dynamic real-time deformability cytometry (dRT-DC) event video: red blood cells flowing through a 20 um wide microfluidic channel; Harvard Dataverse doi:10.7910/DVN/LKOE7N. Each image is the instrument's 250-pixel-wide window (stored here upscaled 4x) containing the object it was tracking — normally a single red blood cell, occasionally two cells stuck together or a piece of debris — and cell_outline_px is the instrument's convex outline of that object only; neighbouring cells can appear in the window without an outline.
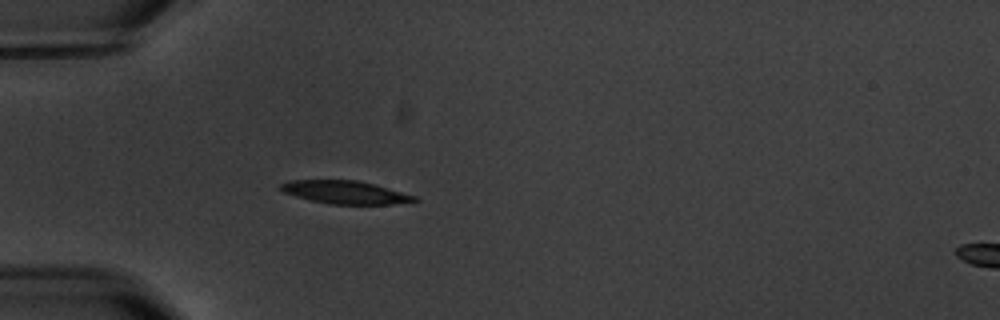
{"species": "common noctule bat (a hibernating species)", "species_latin": "Nyctalus noctula", "temperature_condition": "warm", "stored_images_in_passage": 5, "segment_of_instrument_passage": [1, 2], "camera_frame_rate_fps": 3000, "um_per_image_px": 0.085, "animal": {"sex": "male", "body_mass_g": 20.1, "forearm_length_mm": 53.5}, "frame": {"image": 1, "passage_image": 4, "time_ms": 4.333, "image_size_px": [1000, 320], "cell_outline_px": [[420, 200], [392, 204], [332, 204], [312, 200], [296, 196], [284, 192], [276, 188], [280, 184], [288, 180], [360, 180], [420, 196]], "centroid_in_image_um": [29.39, 16.33], "position_along_channel_um": 55.6, "area_um2": 18.15}}